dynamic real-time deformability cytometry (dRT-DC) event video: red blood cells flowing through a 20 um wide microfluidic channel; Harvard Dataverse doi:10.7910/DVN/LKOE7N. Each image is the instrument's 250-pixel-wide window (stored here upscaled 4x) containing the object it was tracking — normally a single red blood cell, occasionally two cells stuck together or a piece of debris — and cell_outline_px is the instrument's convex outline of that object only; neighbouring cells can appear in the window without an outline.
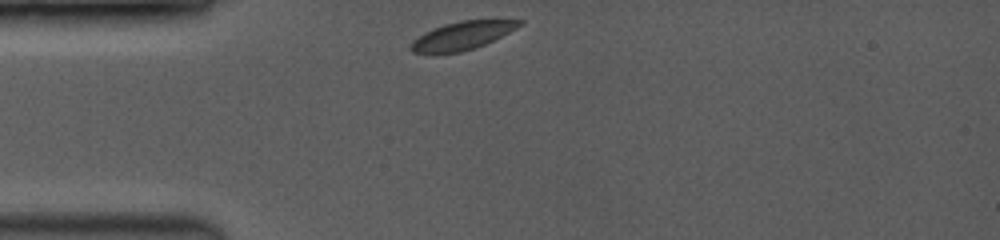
{"species": "common noctule bat (a hibernating species)", "species_latin": "Nyctalus noctula", "temperature_condition": "room temperature", "stored_images_in_passage": 36, "camera_frame_rate_fps": 3500, "um_per_image_px": 0.085, "animal": {"sex": "female", "body_mass_g": 19.0, "forearm_length_mm": 53.3}, "frame": {"image": 1, "passage_image": 1, "time_ms": 0.0, "image_size_px": [1000, 240], "cell_outline_px": [[524, 24], [484, 44], [460, 52], [412, 52], [408, 48], [412, 40], [424, 32], [432, 28], [444, 24], [460, 20], [524, 20]], "centroid_in_image_um": [39.25, 3.0], "position_along_channel_um": 45.7, "area_um2": 17.46}}
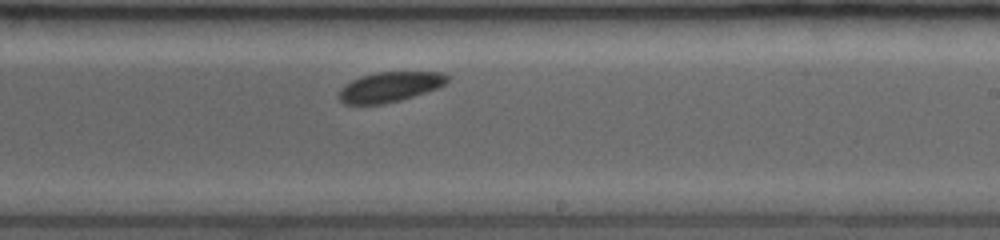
{"frame": {"image": 2, "passage_image": 21, "time_ms": 5.714, "image_size_px": [1000, 240], "cell_outline_px": [[448, 80], [440, 88], [400, 100], [384, 104], [344, 104], [340, 100], [340, 88], [352, 80], [360, 76], [376, 72], [444, 72], [448, 76]], "centroid_in_image_um": [33.16, 7.38], "position_along_channel_um": 255.8, "area_um2": 18.96}}
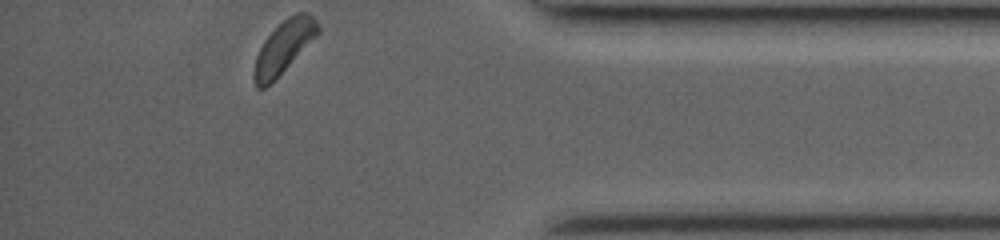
{"frame": {"image": 3, "passage_image": 36, "time_ms": 10.0, "image_size_px": [1000, 240], "cell_outline_px": [[320, 32], [264, 88], [256, 88], [252, 80], [252, 72], [256, 56], [264, 40], [288, 16], [296, 12], [308, 12], [316, 20], [320, 28]], "centroid_in_image_um": [24.09, 3.97], "position_along_channel_um": 411.1, "area_um2": 18.84}}